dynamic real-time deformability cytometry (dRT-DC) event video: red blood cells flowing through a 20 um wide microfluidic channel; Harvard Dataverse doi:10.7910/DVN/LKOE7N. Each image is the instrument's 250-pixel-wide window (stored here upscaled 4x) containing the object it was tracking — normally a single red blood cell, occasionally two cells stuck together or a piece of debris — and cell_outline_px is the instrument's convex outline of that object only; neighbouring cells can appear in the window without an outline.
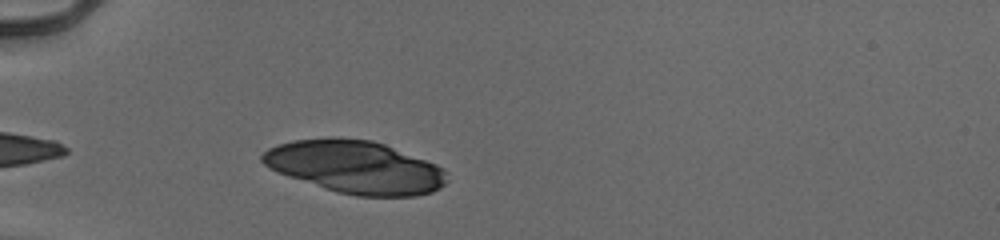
{"species": "human", "species_latin": "Homo sapiens", "temperature_condition": "cold", "stored_images_in_passage": 35, "camera_frame_rate_fps": 3000, "um_per_image_px": 0.085, "donor": {"sex": "male"}, "frame": {"image": 1, "passage_image": 3, "time_ms": 0.667, "image_size_px": [1000, 240], "cell_outline_px": [[448, 180], [440, 188], [432, 192], [416, 196], [356, 196], [336, 192], [276, 172], [268, 168], [260, 160], [260, 156], [268, 148], [276, 144], [292, 140], [372, 140], [384, 144], [436, 164], [444, 168]], "centroid_in_image_um": [30.21, 14.23], "position_along_channel_um": 54.8, "area_um2": 55.89}}